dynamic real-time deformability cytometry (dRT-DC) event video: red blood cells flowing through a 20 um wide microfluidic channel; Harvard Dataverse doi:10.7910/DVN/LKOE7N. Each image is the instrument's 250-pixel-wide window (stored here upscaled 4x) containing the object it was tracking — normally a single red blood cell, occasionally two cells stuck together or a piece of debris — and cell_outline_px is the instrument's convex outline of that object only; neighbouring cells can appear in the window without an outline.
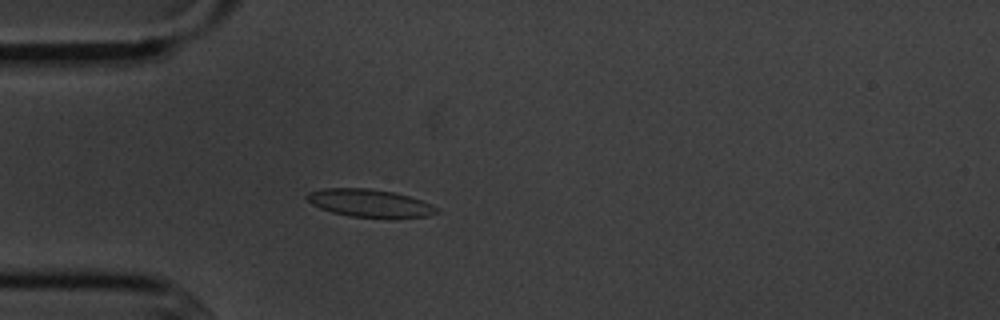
{"species": "common noctule bat (a hibernating species)", "species_latin": "Nyctalus noctula", "temperature_condition": "cold", "stored_images_in_passage": 3, "camera_frame_rate_fps": 3000, "um_per_image_px": 0.085, "animal": {"sex": "male", "body_mass_g": 20.1, "forearm_length_mm": 53.5}, "frame": {"image": 1, "passage_image": 3, "time_ms": 3.333, "image_size_px": [1000, 320], "cell_outline_px": [[440, 212], [428, 216], [348, 216], [332, 212], [320, 208], [312, 204], [304, 196], [308, 192], [324, 188], [368, 188], [396, 192], [420, 200], [436, 208]], "centroid_in_image_um": [31.34, 17.23], "position_along_channel_um": 53.7, "area_um2": 20.4}}